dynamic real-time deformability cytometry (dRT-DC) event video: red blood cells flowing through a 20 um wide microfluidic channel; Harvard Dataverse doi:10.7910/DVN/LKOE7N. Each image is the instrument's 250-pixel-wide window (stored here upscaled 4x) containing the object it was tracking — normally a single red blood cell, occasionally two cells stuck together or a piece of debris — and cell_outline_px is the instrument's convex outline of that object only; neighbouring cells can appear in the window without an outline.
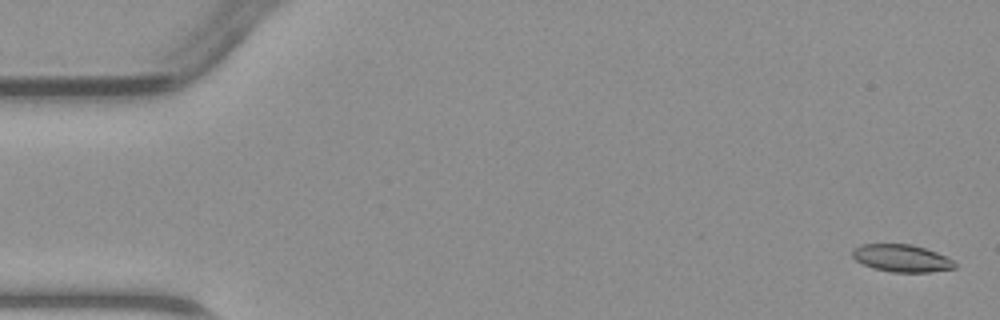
{"species": "common noctule bat (a hibernating species)", "species_latin": "Nyctalus noctula", "temperature_condition": "warm", "stored_images_in_passage": 4, "camera_frame_rate_fps": 3000, "um_per_image_px": 0.085, "animal": {"sex": "male", "body_mass_g": 23.1, "forearm_length_mm": 52.7}, "frame": {"image": 1, "passage_image": 1, "time_ms": 0.0, "image_size_px": [1000, 320], "cell_outline_px": [[956, 268], [928, 272], [892, 272], [872, 268], [856, 260], [852, 256], [852, 248], [860, 244], [912, 244], [936, 252], [952, 260], [956, 264]], "centroid_in_image_um": [76.6, 21.94], "position_along_channel_um": 8.4, "area_um2": 16.3}}
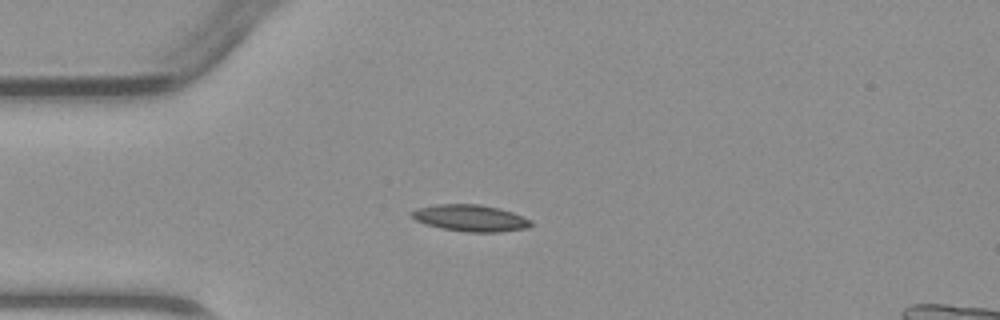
{"frame": {"image": 2, "passage_image": 4, "time_ms": 3.667, "image_size_px": [1000, 320], "cell_outline_px": [[532, 224], [528, 228], [500, 232], [468, 232], [440, 228], [416, 220], [412, 216], [412, 212], [416, 208], [436, 204], [480, 204], [500, 208], [524, 216], [532, 220]], "centroid_in_image_um": [40.04, 18.53], "position_along_channel_um": 45.0, "area_um2": 18.55}}